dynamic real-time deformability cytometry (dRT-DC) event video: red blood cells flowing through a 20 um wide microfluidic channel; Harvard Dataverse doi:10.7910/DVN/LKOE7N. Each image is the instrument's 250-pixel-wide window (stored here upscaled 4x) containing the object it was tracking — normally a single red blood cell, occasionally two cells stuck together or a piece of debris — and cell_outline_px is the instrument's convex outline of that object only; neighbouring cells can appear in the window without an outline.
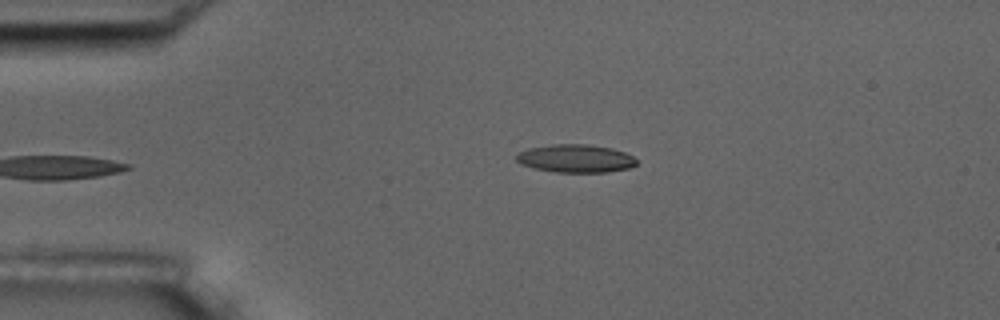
{"species": "common noctule bat (a hibernating species)", "species_latin": "Nyctalus noctula", "temperature_condition": "room temperature", "stored_images_in_passage": 2, "camera_frame_rate_fps": 3000, "um_per_image_px": 0.085, "animal": {"sex": "male", "body_mass_g": 17.5, "forearm_length_mm": 52.3}, "frame": {"image": 1, "passage_image": 1, "time_ms": 0.0, "image_size_px": [1000, 320], "cell_outline_px": [[636, 164], [628, 168], [608, 172], [556, 172], [532, 168], [520, 164], [516, 160], [516, 152], [528, 148], [552, 144], [588, 144], [612, 148], [624, 152], [632, 156], [636, 160]], "centroid_in_image_um": [48.87, 13.46], "position_along_channel_um": 36.1, "area_um2": 19.77}}